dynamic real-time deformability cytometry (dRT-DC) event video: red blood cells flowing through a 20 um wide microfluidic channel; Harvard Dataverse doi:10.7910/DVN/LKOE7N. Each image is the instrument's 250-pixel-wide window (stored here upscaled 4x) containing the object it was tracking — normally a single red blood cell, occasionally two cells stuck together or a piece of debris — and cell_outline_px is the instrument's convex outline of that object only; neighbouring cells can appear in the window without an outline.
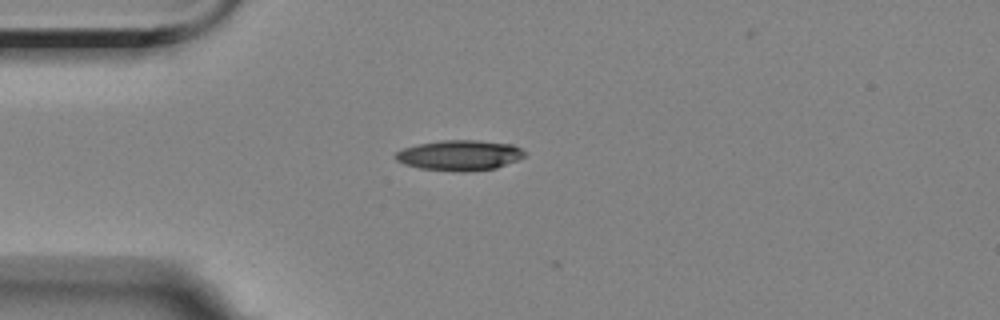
{"species": "Egyptian fruit bat (a non-hibernating species)", "species_latin": "Rousettus aegyptiacus", "temperature_condition": "room temperature", "stored_images_in_passage": 3, "camera_frame_rate_fps": 3000, "um_per_image_px": 0.085, "animal": {"sex": "female"}, "frame": {"image": 1, "passage_image": 2, "time_ms": 1.0, "image_size_px": [1000, 320], "cell_outline_px": [[524, 156], [516, 160], [496, 168], [464, 172], [420, 168], [404, 164], [396, 160], [392, 156], [396, 152], [404, 148], [420, 144], [444, 140], [476, 140], [512, 144], [520, 148], [524, 152]], "centroid_in_image_um": [39.04, 13.2], "position_along_channel_um": 46.0, "area_um2": 22.6}}
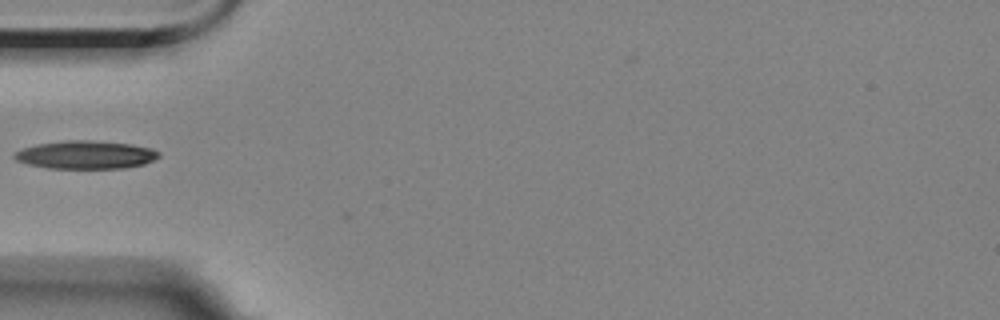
{"frame": {"image": 2, "passage_image": 3, "time_ms": 2.333, "image_size_px": [1000, 320], "cell_outline_px": [[160, 156], [144, 164], [124, 168], [48, 168], [28, 164], [16, 160], [12, 156], [16, 152], [24, 148], [36, 144], [64, 140], [92, 140], [132, 144], [152, 148], [160, 152]], "centroid_in_image_um": [7.3, 13.15], "position_along_channel_um": 77.7, "area_um2": 23.7}}